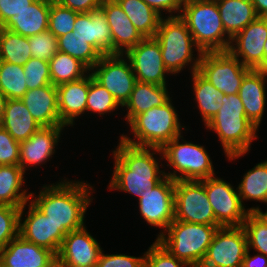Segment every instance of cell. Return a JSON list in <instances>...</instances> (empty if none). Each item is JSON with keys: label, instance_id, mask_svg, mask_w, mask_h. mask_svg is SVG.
I'll list each match as a JSON object with an SVG mask.
<instances>
[{"label": "cell", "instance_id": "cell-1", "mask_svg": "<svg viewBox=\"0 0 267 267\" xmlns=\"http://www.w3.org/2000/svg\"><path fill=\"white\" fill-rule=\"evenodd\" d=\"M93 190L90 183L63 178L53 184H44L38 195L32 192L30 201L66 235L85 226Z\"/></svg>", "mask_w": 267, "mask_h": 267}, {"label": "cell", "instance_id": "cell-2", "mask_svg": "<svg viewBox=\"0 0 267 267\" xmlns=\"http://www.w3.org/2000/svg\"><path fill=\"white\" fill-rule=\"evenodd\" d=\"M118 141L117 148L112 150L114 170L108 189L123 191L139 199L143 190L152 189L165 177V170L160 169L164 167L161 149L136 147L121 139Z\"/></svg>", "mask_w": 267, "mask_h": 267}, {"label": "cell", "instance_id": "cell-3", "mask_svg": "<svg viewBox=\"0 0 267 267\" xmlns=\"http://www.w3.org/2000/svg\"><path fill=\"white\" fill-rule=\"evenodd\" d=\"M222 106L218 113L205 125L218 135L228 160L244 157L251 150V144L258 139V128L246 117L242 101L237 94H221Z\"/></svg>", "mask_w": 267, "mask_h": 267}, {"label": "cell", "instance_id": "cell-4", "mask_svg": "<svg viewBox=\"0 0 267 267\" xmlns=\"http://www.w3.org/2000/svg\"><path fill=\"white\" fill-rule=\"evenodd\" d=\"M170 98L164 105L152 107L136 115L128 124L133 138L121 134L123 142L136 147L162 148L180 136L186 126L180 122L178 111ZM182 131V132H181Z\"/></svg>", "mask_w": 267, "mask_h": 267}, {"label": "cell", "instance_id": "cell-5", "mask_svg": "<svg viewBox=\"0 0 267 267\" xmlns=\"http://www.w3.org/2000/svg\"><path fill=\"white\" fill-rule=\"evenodd\" d=\"M154 37L160 45L163 63L171 76L179 74L189 64L191 74L198 70L202 52L180 16L163 17ZM194 49L197 55L193 54Z\"/></svg>", "mask_w": 267, "mask_h": 267}, {"label": "cell", "instance_id": "cell-6", "mask_svg": "<svg viewBox=\"0 0 267 267\" xmlns=\"http://www.w3.org/2000/svg\"><path fill=\"white\" fill-rule=\"evenodd\" d=\"M180 18L186 23L202 53L228 51L231 38L223 27L215 0H193L183 3Z\"/></svg>", "mask_w": 267, "mask_h": 267}, {"label": "cell", "instance_id": "cell-7", "mask_svg": "<svg viewBox=\"0 0 267 267\" xmlns=\"http://www.w3.org/2000/svg\"><path fill=\"white\" fill-rule=\"evenodd\" d=\"M220 227L174 220L156 240L178 260L199 267Z\"/></svg>", "mask_w": 267, "mask_h": 267}, {"label": "cell", "instance_id": "cell-8", "mask_svg": "<svg viewBox=\"0 0 267 267\" xmlns=\"http://www.w3.org/2000/svg\"><path fill=\"white\" fill-rule=\"evenodd\" d=\"M181 141V142H180ZM203 145L186 141L182 135L161 148L166 166L173 171L164 172L172 180H202L216 176L212 159Z\"/></svg>", "mask_w": 267, "mask_h": 267}, {"label": "cell", "instance_id": "cell-9", "mask_svg": "<svg viewBox=\"0 0 267 267\" xmlns=\"http://www.w3.org/2000/svg\"><path fill=\"white\" fill-rule=\"evenodd\" d=\"M174 195V220L220 225L205 191V179L175 181Z\"/></svg>", "mask_w": 267, "mask_h": 267}, {"label": "cell", "instance_id": "cell-10", "mask_svg": "<svg viewBox=\"0 0 267 267\" xmlns=\"http://www.w3.org/2000/svg\"><path fill=\"white\" fill-rule=\"evenodd\" d=\"M251 68L244 66L229 51L203 52L198 71L221 94H237L242 80Z\"/></svg>", "mask_w": 267, "mask_h": 267}, {"label": "cell", "instance_id": "cell-11", "mask_svg": "<svg viewBox=\"0 0 267 267\" xmlns=\"http://www.w3.org/2000/svg\"><path fill=\"white\" fill-rule=\"evenodd\" d=\"M90 73L97 83L114 96L121 108L129 100L136 76L124 55H103L90 69Z\"/></svg>", "mask_w": 267, "mask_h": 267}, {"label": "cell", "instance_id": "cell-12", "mask_svg": "<svg viewBox=\"0 0 267 267\" xmlns=\"http://www.w3.org/2000/svg\"><path fill=\"white\" fill-rule=\"evenodd\" d=\"M248 250L242 226L218 228L199 267H242Z\"/></svg>", "mask_w": 267, "mask_h": 267}, {"label": "cell", "instance_id": "cell-13", "mask_svg": "<svg viewBox=\"0 0 267 267\" xmlns=\"http://www.w3.org/2000/svg\"><path fill=\"white\" fill-rule=\"evenodd\" d=\"M175 180L165 176L152 189L143 190L138 200L141 217L147 225L160 230L157 238L174 221Z\"/></svg>", "mask_w": 267, "mask_h": 267}, {"label": "cell", "instance_id": "cell-14", "mask_svg": "<svg viewBox=\"0 0 267 267\" xmlns=\"http://www.w3.org/2000/svg\"><path fill=\"white\" fill-rule=\"evenodd\" d=\"M205 191L211 203L216 221L222 226H242L250 213L243 206L238 188L223 178H205Z\"/></svg>", "mask_w": 267, "mask_h": 267}, {"label": "cell", "instance_id": "cell-15", "mask_svg": "<svg viewBox=\"0 0 267 267\" xmlns=\"http://www.w3.org/2000/svg\"><path fill=\"white\" fill-rule=\"evenodd\" d=\"M124 56L129 60L136 81L155 85H168L166 69L161 55V48L155 37H145ZM167 74V75H166Z\"/></svg>", "mask_w": 267, "mask_h": 267}, {"label": "cell", "instance_id": "cell-16", "mask_svg": "<svg viewBox=\"0 0 267 267\" xmlns=\"http://www.w3.org/2000/svg\"><path fill=\"white\" fill-rule=\"evenodd\" d=\"M102 249L85 225L66 234L56 255V266L96 267Z\"/></svg>", "mask_w": 267, "mask_h": 267}, {"label": "cell", "instance_id": "cell-17", "mask_svg": "<svg viewBox=\"0 0 267 267\" xmlns=\"http://www.w3.org/2000/svg\"><path fill=\"white\" fill-rule=\"evenodd\" d=\"M28 203L29 210L25 212ZM24 214L27 216H24ZM19 235L33 244L49 249L55 255L58 254L66 236L30 200L20 208Z\"/></svg>", "mask_w": 267, "mask_h": 267}, {"label": "cell", "instance_id": "cell-18", "mask_svg": "<svg viewBox=\"0 0 267 267\" xmlns=\"http://www.w3.org/2000/svg\"><path fill=\"white\" fill-rule=\"evenodd\" d=\"M267 40V17H257L230 42L228 51L244 66L264 69V46Z\"/></svg>", "mask_w": 267, "mask_h": 267}, {"label": "cell", "instance_id": "cell-19", "mask_svg": "<svg viewBox=\"0 0 267 267\" xmlns=\"http://www.w3.org/2000/svg\"><path fill=\"white\" fill-rule=\"evenodd\" d=\"M65 127L41 126L26 141L20 142L19 165L25 172L31 170L28 168L46 165L45 163L52 159Z\"/></svg>", "mask_w": 267, "mask_h": 267}, {"label": "cell", "instance_id": "cell-20", "mask_svg": "<svg viewBox=\"0 0 267 267\" xmlns=\"http://www.w3.org/2000/svg\"><path fill=\"white\" fill-rule=\"evenodd\" d=\"M2 267H57L56 255L18 235L0 253Z\"/></svg>", "mask_w": 267, "mask_h": 267}, {"label": "cell", "instance_id": "cell-21", "mask_svg": "<svg viewBox=\"0 0 267 267\" xmlns=\"http://www.w3.org/2000/svg\"><path fill=\"white\" fill-rule=\"evenodd\" d=\"M100 8L111 29L113 55H124L144 39L116 0H103Z\"/></svg>", "mask_w": 267, "mask_h": 267}, {"label": "cell", "instance_id": "cell-22", "mask_svg": "<svg viewBox=\"0 0 267 267\" xmlns=\"http://www.w3.org/2000/svg\"><path fill=\"white\" fill-rule=\"evenodd\" d=\"M72 33L94 46L102 55H113L111 29L101 8L79 13Z\"/></svg>", "mask_w": 267, "mask_h": 267}, {"label": "cell", "instance_id": "cell-23", "mask_svg": "<svg viewBox=\"0 0 267 267\" xmlns=\"http://www.w3.org/2000/svg\"><path fill=\"white\" fill-rule=\"evenodd\" d=\"M267 72L251 69L242 80L238 95L245 109L246 117L259 129L266 107Z\"/></svg>", "mask_w": 267, "mask_h": 267}, {"label": "cell", "instance_id": "cell-24", "mask_svg": "<svg viewBox=\"0 0 267 267\" xmlns=\"http://www.w3.org/2000/svg\"><path fill=\"white\" fill-rule=\"evenodd\" d=\"M56 88L60 120L66 127H73L74 120L86 114L89 73L79 80L63 83Z\"/></svg>", "mask_w": 267, "mask_h": 267}, {"label": "cell", "instance_id": "cell-25", "mask_svg": "<svg viewBox=\"0 0 267 267\" xmlns=\"http://www.w3.org/2000/svg\"><path fill=\"white\" fill-rule=\"evenodd\" d=\"M21 100L41 126L64 125L58 111L57 88L53 84L27 90Z\"/></svg>", "mask_w": 267, "mask_h": 267}, {"label": "cell", "instance_id": "cell-26", "mask_svg": "<svg viewBox=\"0 0 267 267\" xmlns=\"http://www.w3.org/2000/svg\"><path fill=\"white\" fill-rule=\"evenodd\" d=\"M52 1L36 0L29 8H26L17 16H12L2 28H6L25 37H32L47 31Z\"/></svg>", "mask_w": 267, "mask_h": 267}, {"label": "cell", "instance_id": "cell-27", "mask_svg": "<svg viewBox=\"0 0 267 267\" xmlns=\"http://www.w3.org/2000/svg\"><path fill=\"white\" fill-rule=\"evenodd\" d=\"M168 85H155L136 81L129 100L123 108H126V123L152 107L164 105L170 98Z\"/></svg>", "mask_w": 267, "mask_h": 267}, {"label": "cell", "instance_id": "cell-28", "mask_svg": "<svg viewBox=\"0 0 267 267\" xmlns=\"http://www.w3.org/2000/svg\"><path fill=\"white\" fill-rule=\"evenodd\" d=\"M0 125L19 143L26 141L41 127L21 99H7Z\"/></svg>", "mask_w": 267, "mask_h": 267}, {"label": "cell", "instance_id": "cell-29", "mask_svg": "<svg viewBox=\"0 0 267 267\" xmlns=\"http://www.w3.org/2000/svg\"><path fill=\"white\" fill-rule=\"evenodd\" d=\"M25 174L20 165H0V205L21 208L30 200L31 192L23 189Z\"/></svg>", "mask_w": 267, "mask_h": 267}, {"label": "cell", "instance_id": "cell-30", "mask_svg": "<svg viewBox=\"0 0 267 267\" xmlns=\"http://www.w3.org/2000/svg\"><path fill=\"white\" fill-rule=\"evenodd\" d=\"M227 35L232 39L258 16L251 0H215Z\"/></svg>", "mask_w": 267, "mask_h": 267}, {"label": "cell", "instance_id": "cell-31", "mask_svg": "<svg viewBox=\"0 0 267 267\" xmlns=\"http://www.w3.org/2000/svg\"><path fill=\"white\" fill-rule=\"evenodd\" d=\"M192 91L195 96L202 121L206 125L217 113L222 103L220 102V91L212 85L198 70L191 74Z\"/></svg>", "mask_w": 267, "mask_h": 267}, {"label": "cell", "instance_id": "cell-32", "mask_svg": "<svg viewBox=\"0 0 267 267\" xmlns=\"http://www.w3.org/2000/svg\"><path fill=\"white\" fill-rule=\"evenodd\" d=\"M138 32L145 37H154L163 16L143 0H116Z\"/></svg>", "mask_w": 267, "mask_h": 267}, {"label": "cell", "instance_id": "cell-33", "mask_svg": "<svg viewBox=\"0 0 267 267\" xmlns=\"http://www.w3.org/2000/svg\"><path fill=\"white\" fill-rule=\"evenodd\" d=\"M237 188L243 206L244 200L267 204V160L247 171Z\"/></svg>", "mask_w": 267, "mask_h": 267}, {"label": "cell", "instance_id": "cell-34", "mask_svg": "<svg viewBox=\"0 0 267 267\" xmlns=\"http://www.w3.org/2000/svg\"><path fill=\"white\" fill-rule=\"evenodd\" d=\"M49 69L54 86L79 80L90 72L78 59L59 51L49 61Z\"/></svg>", "mask_w": 267, "mask_h": 267}, {"label": "cell", "instance_id": "cell-35", "mask_svg": "<svg viewBox=\"0 0 267 267\" xmlns=\"http://www.w3.org/2000/svg\"><path fill=\"white\" fill-rule=\"evenodd\" d=\"M30 58L32 54L28 37L2 28L0 61L23 66Z\"/></svg>", "mask_w": 267, "mask_h": 267}, {"label": "cell", "instance_id": "cell-36", "mask_svg": "<svg viewBox=\"0 0 267 267\" xmlns=\"http://www.w3.org/2000/svg\"><path fill=\"white\" fill-rule=\"evenodd\" d=\"M59 52L68 54L82 62L89 70L103 56L94 46L84 39L67 33L57 38Z\"/></svg>", "mask_w": 267, "mask_h": 267}, {"label": "cell", "instance_id": "cell-37", "mask_svg": "<svg viewBox=\"0 0 267 267\" xmlns=\"http://www.w3.org/2000/svg\"><path fill=\"white\" fill-rule=\"evenodd\" d=\"M23 66L0 61V90L7 99H21L28 90Z\"/></svg>", "mask_w": 267, "mask_h": 267}, {"label": "cell", "instance_id": "cell-38", "mask_svg": "<svg viewBox=\"0 0 267 267\" xmlns=\"http://www.w3.org/2000/svg\"><path fill=\"white\" fill-rule=\"evenodd\" d=\"M120 104L114 98V96L103 86L97 83L91 73L89 72V92L87 96L86 112L89 114H99L103 116L105 114H111L113 111L120 108Z\"/></svg>", "mask_w": 267, "mask_h": 267}, {"label": "cell", "instance_id": "cell-39", "mask_svg": "<svg viewBox=\"0 0 267 267\" xmlns=\"http://www.w3.org/2000/svg\"><path fill=\"white\" fill-rule=\"evenodd\" d=\"M78 14V12L63 7L53 0L49 11L48 30L57 38L71 33L74 30V23Z\"/></svg>", "mask_w": 267, "mask_h": 267}, {"label": "cell", "instance_id": "cell-40", "mask_svg": "<svg viewBox=\"0 0 267 267\" xmlns=\"http://www.w3.org/2000/svg\"><path fill=\"white\" fill-rule=\"evenodd\" d=\"M242 227L246 233L248 249L267 256V226L250 212Z\"/></svg>", "mask_w": 267, "mask_h": 267}, {"label": "cell", "instance_id": "cell-41", "mask_svg": "<svg viewBox=\"0 0 267 267\" xmlns=\"http://www.w3.org/2000/svg\"><path fill=\"white\" fill-rule=\"evenodd\" d=\"M20 208L0 205V253L19 235Z\"/></svg>", "mask_w": 267, "mask_h": 267}, {"label": "cell", "instance_id": "cell-42", "mask_svg": "<svg viewBox=\"0 0 267 267\" xmlns=\"http://www.w3.org/2000/svg\"><path fill=\"white\" fill-rule=\"evenodd\" d=\"M23 69L28 90L51 84L49 61L32 57Z\"/></svg>", "mask_w": 267, "mask_h": 267}, {"label": "cell", "instance_id": "cell-43", "mask_svg": "<svg viewBox=\"0 0 267 267\" xmlns=\"http://www.w3.org/2000/svg\"><path fill=\"white\" fill-rule=\"evenodd\" d=\"M28 41L33 58L50 61L59 51L57 37L49 30L28 37Z\"/></svg>", "mask_w": 267, "mask_h": 267}, {"label": "cell", "instance_id": "cell-44", "mask_svg": "<svg viewBox=\"0 0 267 267\" xmlns=\"http://www.w3.org/2000/svg\"><path fill=\"white\" fill-rule=\"evenodd\" d=\"M146 267H191L189 264L178 260L157 240L145 252Z\"/></svg>", "mask_w": 267, "mask_h": 267}, {"label": "cell", "instance_id": "cell-45", "mask_svg": "<svg viewBox=\"0 0 267 267\" xmlns=\"http://www.w3.org/2000/svg\"><path fill=\"white\" fill-rule=\"evenodd\" d=\"M20 143L0 125V165H19Z\"/></svg>", "mask_w": 267, "mask_h": 267}, {"label": "cell", "instance_id": "cell-46", "mask_svg": "<svg viewBox=\"0 0 267 267\" xmlns=\"http://www.w3.org/2000/svg\"><path fill=\"white\" fill-rule=\"evenodd\" d=\"M101 252L96 267H144L145 252L140 257L125 254H104Z\"/></svg>", "mask_w": 267, "mask_h": 267}, {"label": "cell", "instance_id": "cell-47", "mask_svg": "<svg viewBox=\"0 0 267 267\" xmlns=\"http://www.w3.org/2000/svg\"><path fill=\"white\" fill-rule=\"evenodd\" d=\"M36 0H0V26H3L12 16L29 8Z\"/></svg>", "mask_w": 267, "mask_h": 267}, {"label": "cell", "instance_id": "cell-48", "mask_svg": "<svg viewBox=\"0 0 267 267\" xmlns=\"http://www.w3.org/2000/svg\"><path fill=\"white\" fill-rule=\"evenodd\" d=\"M159 15L169 14L167 17L180 16L183 3L181 0H143ZM163 12H165L163 14ZM167 12V13H166ZM176 14V15H175Z\"/></svg>", "mask_w": 267, "mask_h": 267}, {"label": "cell", "instance_id": "cell-49", "mask_svg": "<svg viewBox=\"0 0 267 267\" xmlns=\"http://www.w3.org/2000/svg\"><path fill=\"white\" fill-rule=\"evenodd\" d=\"M63 7L69 8L78 13H89L99 9L103 0H55Z\"/></svg>", "mask_w": 267, "mask_h": 267}, {"label": "cell", "instance_id": "cell-50", "mask_svg": "<svg viewBox=\"0 0 267 267\" xmlns=\"http://www.w3.org/2000/svg\"><path fill=\"white\" fill-rule=\"evenodd\" d=\"M250 251V249L247 250L242 267H267V256L259 252L252 256Z\"/></svg>", "mask_w": 267, "mask_h": 267}, {"label": "cell", "instance_id": "cell-51", "mask_svg": "<svg viewBox=\"0 0 267 267\" xmlns=\"http://www.w3.org/2000/svg\"><path fill=\"white\" fill-rule=\"evenodd\" d=\"M258 17H267V0H251Z\"/></svg>", "mask_w": 267, "mask_h": 267}, {"label": "cell", "instance_id": "cell-52", "mask_svg": "<svg viewBox=\"0 0 267 267\" xmlns=\"http://www.w3.org/2000/svg\"><path fill=\"white\" fill-rule=\"evenodd\" d=\"M249 212H252L259 220H261L267 226V210L263 212L259 206L248 208Z\"/></svg>", "mask_w": 267, "mask_h": 267}, {"label": "cell", "instance_id": "cell-53", "mask_svg": "<svg viewBox=\"0 0 267 267\" xmlns=\"http://www.w3.org/2000/svg\"><path fill=\"white\" fill-rule=\"evenodd\" d=\"M6 104H7V97L0 90V122L2 121L4 116Z\"/></svg>", "mask_w": 267, "mask_h": 267}, {"label": "cell", "instance_id": "cell-54", "mask_svg": "<svg viewBox=\"0 0 267 267\" xmlns=\"http://www.w3.org/2000/svg\"><path fill=\"white\" fill-rule=\"evenodd\" d=\"M267 65V40L265 42V46H264V68Z\"/></svg>", "mask_w": 267, "mask_h": 267}, {"label": "cell", "instance_id": "cell-55", "mask_svg": "<svg viewBox=\"0 0 267 267\" xmlns=\"http://www.w3.org/2000/svg\"><path fill=\"white\" fill-rule=\"evenodd\" d=\"M1 32H2V26H0V57H1Z\"/></svg>", "mask_w": 267, "mask_h": 267}, {"label": "cell", "instance_id": "cell-56", "mask_svg": "<svg viewBox=\"0 0 267 267\" xmlns=\"http://www.w3.org/2000/svg\"><path fill=\"white\" fill-rule=\"evenodd\" d=\"M182 3L188 2V1H193V0H181Z\"/></svg>", "mask_w": 267, "mask_h": 267}]
</instances>
